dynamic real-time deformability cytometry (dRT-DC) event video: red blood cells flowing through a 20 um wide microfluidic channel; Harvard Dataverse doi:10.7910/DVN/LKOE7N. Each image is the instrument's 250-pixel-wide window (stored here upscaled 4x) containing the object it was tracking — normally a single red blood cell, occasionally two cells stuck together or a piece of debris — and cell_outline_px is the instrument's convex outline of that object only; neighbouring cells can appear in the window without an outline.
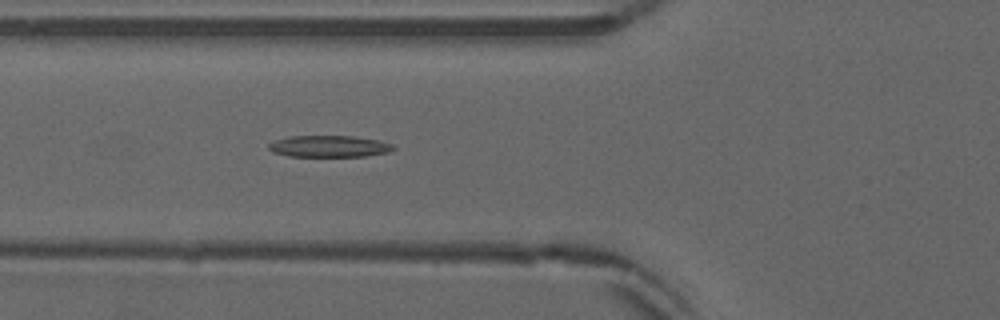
{"species": "common noctule bat (a hibernating species)", "species_latin": "Nyctalus noctula", "temperature_condition": "warm", "stored_images_in_passage": 49, "camera_frame_rate_fps": 3000, "um_per_image_px": 0.085, "animal": {"sex": "male", "forearm_length_mm": 52.5}, "frame": {"image": 1, "passage_image": 20, "time_ms": 6.333, "image_size_px": [1000, 320], "cell_outline_px": [[396, 148], [388, 152], [364, 156], [288, 156], [272, 152], [268, 148], [268, 144], [276, 140], [292, 136], [352, 136], [380, 140], [392, 144]], "centroid_in_image_um": [27.98, 12.43], "position_along_channel_um": 97.8, "area_um2": 15.61}}
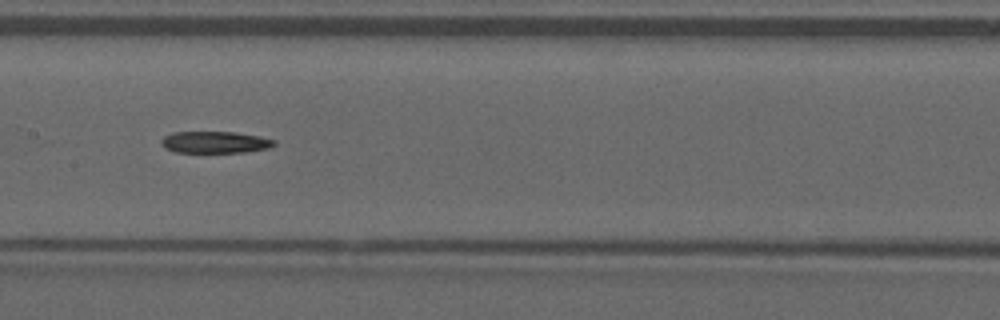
{"frame": {"image": 2, "passage_image": 27, "time_ms": 8.667, "image_size_px": [1000, 320], "cell_outline_px": [[276, 144], [272, 148], [244, 152], [176, 152], [164, 148], [160, 144], [160, 140], [164, 136], [172, 132], [236, 132], [260, 136], [276, 140]], "centroid_in_image_um": [18.29, 12.09], "position_along_channel_um": 189.1, "area_um2": 14.51}}
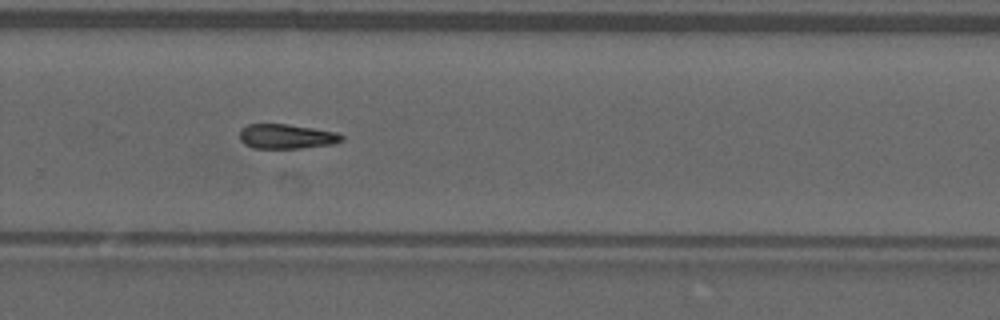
{"frame": {"image": 3, "passage_image": 36, "time_ms": 11.667, "image_size_px": [1000, 320], "cell_outline_px": [[344, 140], [332, 144], [300, 148], [256, 148], [244, 144], [240, 140], [240, 128], [248, 124], [288, 124], [336, 132], [344, 136]], "centroid_in_image_um": [24.34, 11.59], "position_along_channel_um": 305.5, "area_um2": 14.62}}